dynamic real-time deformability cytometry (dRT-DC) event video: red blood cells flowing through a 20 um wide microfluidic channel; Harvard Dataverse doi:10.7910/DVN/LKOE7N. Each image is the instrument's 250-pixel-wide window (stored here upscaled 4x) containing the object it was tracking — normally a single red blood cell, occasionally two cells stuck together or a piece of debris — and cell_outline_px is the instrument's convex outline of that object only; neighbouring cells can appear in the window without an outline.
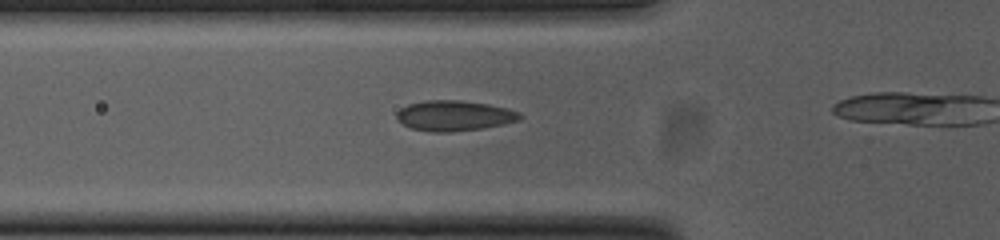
{"species": "common noctule bat (a hibernating species)", "species_latin": "Nyctalus noctula", "temperature_condition": "cold", "stored_images_in_passage": 6, "camera_frame_rate_fps": 3000, "um_per_image_px": 0.085, "animal": {"sex": "female", "body_mass_g": 23.0, "forearm_length_mm": 53.4}, "frame": {"image": 1, "passage_image": 2, "time_ms": 0.333, "image_size_px": [1000, 240], "cell_outline_px": [[524, 116], [520, 120], [504, 124], [484, 128], [452, 132], [432, 132], [412, 128], [396, 120], [396, 112], [400, 108], [408, 104], [424, 100], [460, 100], [488, 104], [508, 108], [520, 112]], "centroid_in_image_um": [38.63, 9.83], "position_along_channel_um": 87.2, "area_um2": 22.08}}
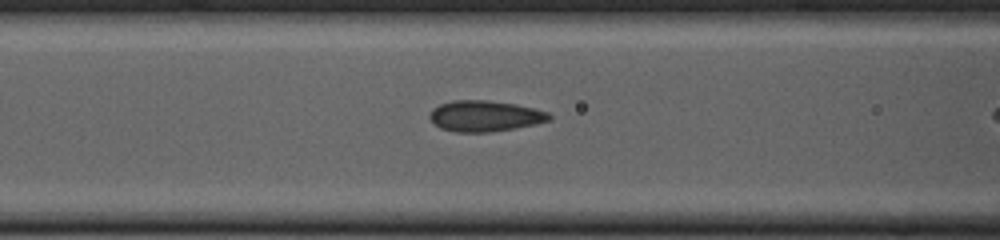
{"frame": {"image": 2, "passage_image": 5, "time_ms": 1.333, "image_size_px": [1000, 240], "cell_outline_px": [[552, 120], [536, 124], [516, 128], [488, 132], [456, 132], [440, 128], [428, 116], [432, 108], [440, 104], [452, 100], [488, 100], [516, 104], [536, 108], [548, 112], [552, 116]], "centroid_in_image_um": [41.25, 9.85], "position_along_channel_um": 125.4, "area_um2": 21.73}}